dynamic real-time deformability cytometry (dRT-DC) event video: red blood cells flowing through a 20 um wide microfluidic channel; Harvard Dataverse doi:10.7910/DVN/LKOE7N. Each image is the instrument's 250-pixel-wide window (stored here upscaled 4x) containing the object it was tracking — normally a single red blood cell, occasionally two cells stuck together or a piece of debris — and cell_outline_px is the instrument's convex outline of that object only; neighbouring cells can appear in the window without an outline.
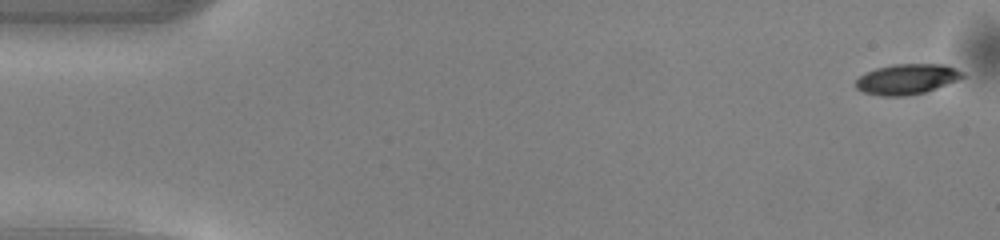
{"species": "common noctule bat (a hibernating species)", "species_latin": "Nyctalus noctula", "temperature_condition": "warm", "stored_images_in_passage": 50, "camera_frame_rate_fps": 3000, "um_per_image_px": 0.085, "animal": {"sex": "male", "body_mass_g": 13.0, "forearm_length_mm": 53.1}, "frame": {"image": 1, "passage_image": 1, "time_ms": 0.0, "image_size_px": [1000, 240], "cell_outline_px": [[964, 76], [956, 80], [936, 88], [924, 92], [908, 96], [880, 96], [864, 92], [856, 88], [856, 80], [860, 76], [876, 68], [892, 64], [944, 64], [956, 68], [964, 72]], "centroid_in_image_um": [77.08, 6.72], "position_along_channel_um": 7.9, "area_um2": 18.79}}
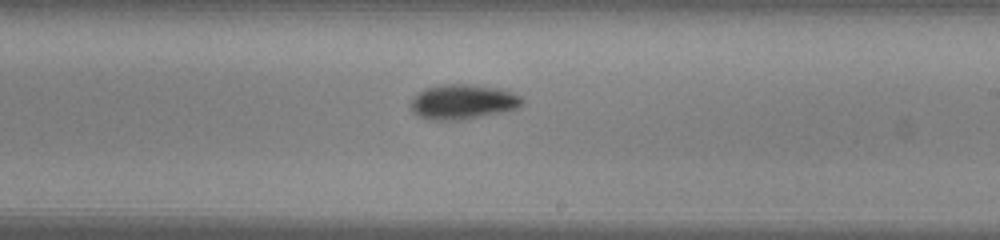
{"frame": {"image": 2, "passage_image": 29, "time_ms": 9.333, "image_size_px": [1000, 240], "cell_outline_px": [[524, 100], [516, 108], [460, 120], [432, 120], [416, 116], [408, 108], [408, 104], [412, 96], [424, 88], [440, 84], [468, 84], [500, 88], [512, 92], [520, 96]], "centroid_in_image_um": [39.21, 8.64], "position_along_channel_um": 249.8, "area_um2": 22.77}}
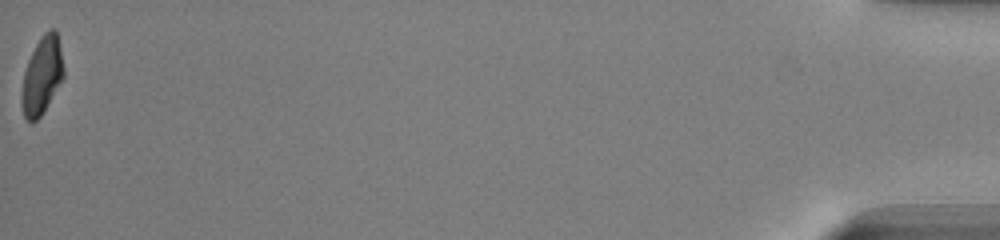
{"frame": {"image": 3, "passage_image": 50, "time_ms": 16.333, "image_size_px": [1000, 240], "cell_outline_px": [[64, 76], [40, 116], [32, 124], [24, 116], [20, 104], [20, 96], [24, 72], [28, 60], [40, 36], [48, 28], [56, 28], [64, 68]], "centroid_in_image_um": [3.54, 6.4], "position_along_channel_um": 431.7, "area_um2": 18.96}, "authors_computed_cell_mechanics": {"area_um2": 20.2878, "velocity_mm_per_s": 4.1114, "shape_relaxation_time_tau1_ms": 2.7863, "shape_relaxation_time_tau2_ms": null, "deformation_change_tau1": 0.1379, "deformation_change_tau2": null}}